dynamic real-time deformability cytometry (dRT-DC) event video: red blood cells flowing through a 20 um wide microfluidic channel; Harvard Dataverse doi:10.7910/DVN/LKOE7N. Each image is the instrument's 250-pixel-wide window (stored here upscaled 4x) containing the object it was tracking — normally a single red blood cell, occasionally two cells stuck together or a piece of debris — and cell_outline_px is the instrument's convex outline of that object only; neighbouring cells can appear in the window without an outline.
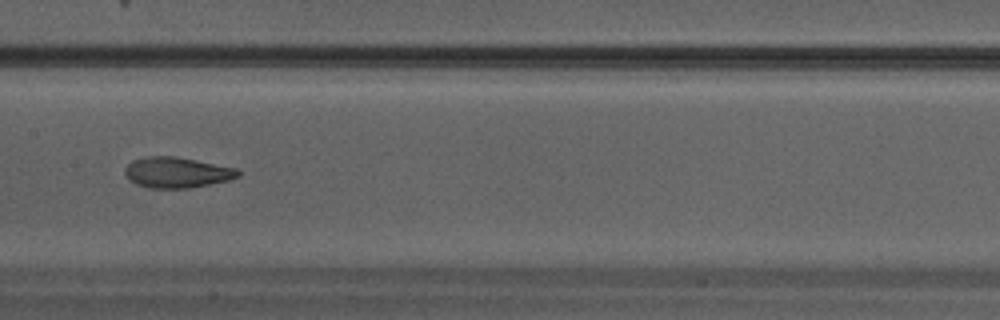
{"species": "Egyptian fruit bat (a non-hibernating species)", "species_latin": "Rousettus aegyptiacus", "temperature_condition": "warm", "stored_images_in_passage": 24, "camera_frame_rate_fps": 3000, "um_per_image_px": 0.085, "animal": {"sex": "male"}, "frame": {"image": 1, "passage_image": 8, "time_ms": 2.333, "image_size_px": [1000, 320], "cell_outline_px": [[240, 176], [228, 180], [188, 188], [148, 188], [136, 184], [124, 172], [124, 168], [132, 160], [148, 156], [176, 156], [236, 168], [240, 172]], "centroid_in_image_um": [15.02, 14.65], "position_along_channel_um": 192.4, "area_um2": 20.06}}